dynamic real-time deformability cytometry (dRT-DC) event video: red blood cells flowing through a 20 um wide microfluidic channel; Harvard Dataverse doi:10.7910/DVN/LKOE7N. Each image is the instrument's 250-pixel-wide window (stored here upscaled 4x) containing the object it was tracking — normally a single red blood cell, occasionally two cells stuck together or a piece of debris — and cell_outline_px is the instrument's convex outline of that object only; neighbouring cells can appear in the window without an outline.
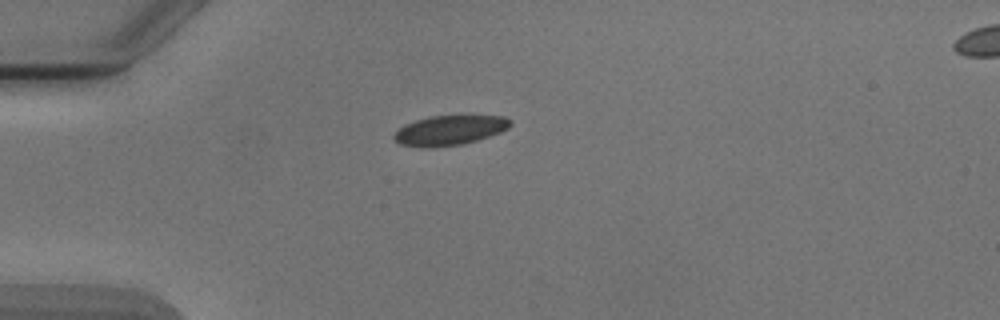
{"species": "Egyptian fruit bat (a non-hibernating species)", "species_latin": "Rousettus aegyptiacus", "temperature_condition": "cold", "stored_images_in_passage": 4, "camera_frame_rate_fps": 3000, "um_per_image_px": 0.085, "animal": {"sex": "male"}, "frame": {"image": 1, "passage_image": 1, "time_ms": 0.0, "image_size_px": [1000, 320], "cell_outline_px": [[512, 124], [508, 128], [500, 132], [464, 144], [432, 148], [420, 148], [400, 144], [392, 136], [404, 124], [428, 116], [504, 116], [512, 120]], "centroid_in_image_um": [38.2, 11.08], "position_along_channel_um": 46.8, "area_um2": 20.23}}
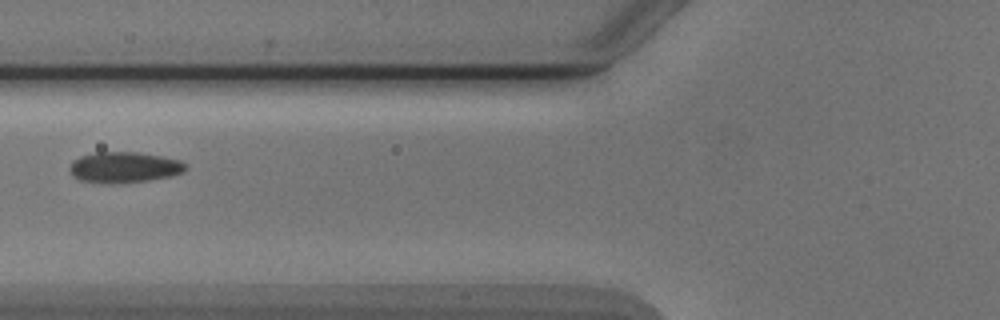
{"frame": {"image": 2, "passage_image": 3, "time_ms": 2.333, "image_size_px": [1000, 320], "cell_outline_px": [[188, 168], [184, 172], [172, 176], [148, 180], [116, 184], [104, 184], [80, 180], [72, 176], [68, 168], [72, 160], [80, 156], [96, 152], [136, 152], [160, 156], [180, 160], [188, 164]], "centroid_in_image_um": [10.54, 14.23], "position_along_channel_um": 115.3, "area_um2": 21.21}}
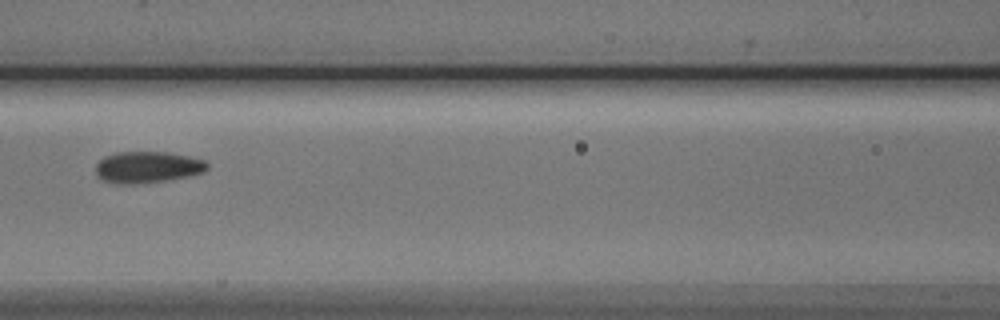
{"frame": {"image": 3, "passage_image": 4, "time_ms": 3.333, "image_size_px": [1000, 320], "cell_outline_px": [[208, 168], [204, 172], [188, 176], [168, 180], [132, 184], [116, 184], [100, 180], [96, 176], [96, 164], [104, 156], [116, 152], [168, 152], [188, 156], [204, 160], [208, 164]], "centroid_in_image_um": [12.5, 14.21], "position_along_channel_um": 154.1, "area_um2": 20.63}}